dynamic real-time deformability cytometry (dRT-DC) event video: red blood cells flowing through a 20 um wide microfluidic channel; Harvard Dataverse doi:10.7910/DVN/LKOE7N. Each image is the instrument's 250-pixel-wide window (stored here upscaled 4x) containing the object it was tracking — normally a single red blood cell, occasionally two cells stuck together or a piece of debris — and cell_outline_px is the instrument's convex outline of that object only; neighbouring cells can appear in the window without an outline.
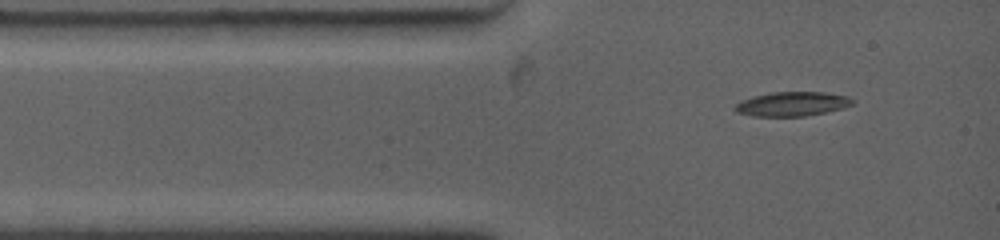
{"species": "common noctule bat (a hibernating species)", "species_latin": "Nyctalus noctula", "temperature_condition": "warm", "stored_images_in_passage": 5, "camera_frame_rate_fps": 4500, "um_per_image_px": 0.085, "animal": {"sex": "female", "body_mass_g": 19.0, "forearm_length_mm": 53.3}, "frame": {"image": 1, "passage_image": 1, "time_ms": 0.0, "image_size_px": [1000, 240], "cell_outline_px": [[856, 100], [852, 104], [844, 108], [804, 116], [752, 116], [736, 112], [732, 108], [740, 100], [752, 96], [772, 92], [824, 92], [848, 96]], "centroid_in_image_um": [67.31, 8.83], "position_along_channel_um": 17.7, "area_um2": 16.76}}
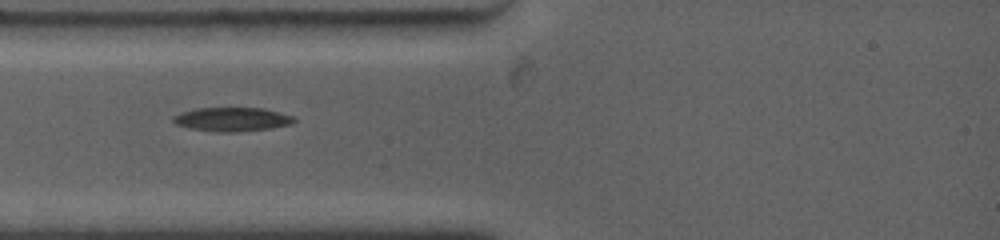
{"frame": {"image": 2, "passage_image": 3, "time_ms": 1.778, "image_size_px": [1000, 240], "cell_outline_px": [[296, 120], [292, 124], [268, 128], [232, 132], [216, 132], [188, 128], [176, 124], [172, 120], [172, 116], [180, 112], [196, 108], [264, 108], [292, 116]], "centroid_in_image_um": [19.67, 10.14], "position_along_channel_um": 65.3, "area_um2": 16.76}}
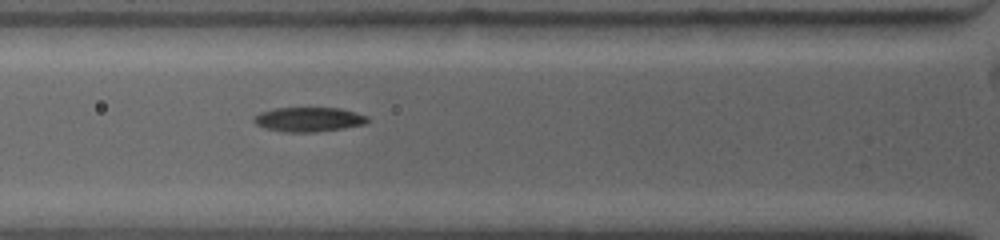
{"frame": {"image": 3, "passage_image": 4, "time_ms": 2.667, "image_size_px": [1000, 240], "cell_outline_px": [[368, 120], [364, 124], [340, 128], [312, 132], [288, 132], [268, 128], [256, 124], [252, 120], [260, 112], [276, 108], [340, 108], [368, 116]], "centroid_in_image_um": [26.23, 10.14], "position_along_channel_um": 99.6, "area_um2": 15.78}}